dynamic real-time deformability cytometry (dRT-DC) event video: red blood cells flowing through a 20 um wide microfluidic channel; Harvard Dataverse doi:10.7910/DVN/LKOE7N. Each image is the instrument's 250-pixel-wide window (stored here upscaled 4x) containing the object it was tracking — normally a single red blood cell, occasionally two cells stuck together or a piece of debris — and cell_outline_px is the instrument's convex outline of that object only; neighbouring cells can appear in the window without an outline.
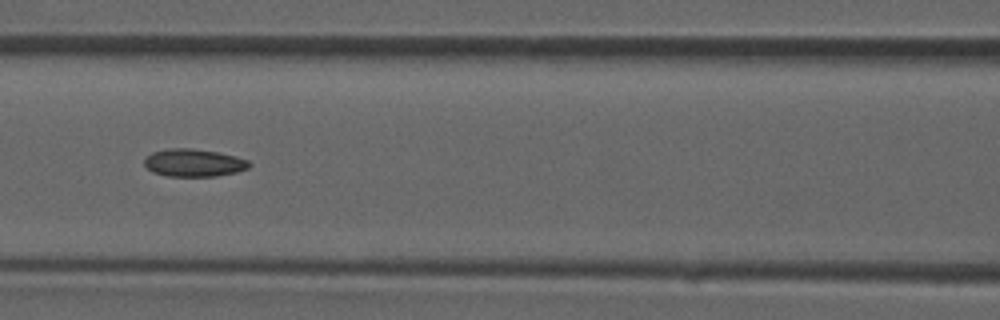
{"species": "common noctule bat (a hibernating species)", "species_latin": "Nyctalus noctula", "temperature_condition": "room temperature", "stored_images_in_passage": 41, "camera_frame_rate_fps": 3000, "um_per_image_px": 0.085, "animal": {"sex": "male", "forearm_length_mm": 52.5}, "frame": {"image": 1, "passage_image": 18, "time_ms": 5.667, "image_size_px": [1000, 320], "cell_outline_px": [[252, 164], [248, 168], [236, 172], [216, 176], [168, 176], [152, 172], [144, 164], [144, 160], [152, 152], [172, 148], [192, 148], [216, 152], [236, 156], [248, 160]], "centroid_in_image_um": [16.49, 13.84], "position_along_channel_um": 150.1, "area_um2": 16.82}}
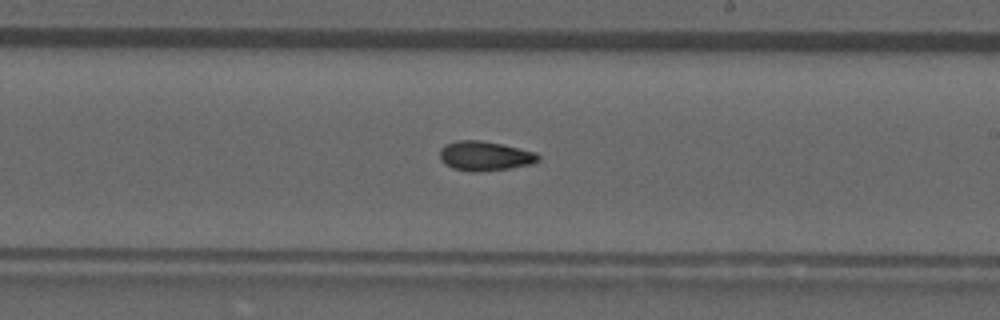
{"frame": {"image": 2, "passage_image": 24, "time_ms": 7.667, "image_size_px": [1000, 320], "cell_outline_px": [[540, 160], [532, 164], [508, 168], [476, 172], [472, 172], [452, 168], [444, 164], [440, 160], [440, 148], [444, 144], [456, 140], [480, 140], [500, 144], [536, 152], [540, 156]], "centroid_in_image_um": [41.18, 13.25], "position_along_channel_um": 247.8, "area_um2": 16.99}}